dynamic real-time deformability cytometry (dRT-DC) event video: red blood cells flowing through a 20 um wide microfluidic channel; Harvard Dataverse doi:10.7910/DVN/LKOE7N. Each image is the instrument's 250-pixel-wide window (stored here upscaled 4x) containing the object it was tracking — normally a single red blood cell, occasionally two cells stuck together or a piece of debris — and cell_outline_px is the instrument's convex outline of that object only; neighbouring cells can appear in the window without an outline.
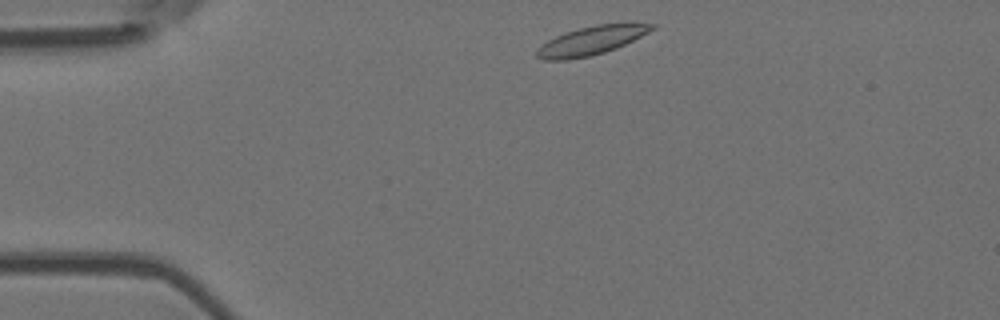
{"species": "Egyptian fruit bat (a non-hibernating species)", "species_latin": "Rousettus aegyptiacus", "temperature_condition": "room temperature", "stored_images_in_passage": 2, "camera_frame_rate_fps": 3000, "um_per_image_px": 0.085, "animal": {"sex": "female"}, "frame": {"image": 1, "passage_image": 1, "time_ms": 0.0, "image_size_px": [1000, 320], "cell_outline_px": [[656, 28], [616, 48], [604, 52], [588, 56], [568, 60], [544, 60], [536, 56], [536, 52], [540, 44], [564, 32], [596, 24], [656, 24]], "centroid_in_image_um": [50.19, 3.46], "position_along_channel_um": 34.8, "area_um2": 18.84}}